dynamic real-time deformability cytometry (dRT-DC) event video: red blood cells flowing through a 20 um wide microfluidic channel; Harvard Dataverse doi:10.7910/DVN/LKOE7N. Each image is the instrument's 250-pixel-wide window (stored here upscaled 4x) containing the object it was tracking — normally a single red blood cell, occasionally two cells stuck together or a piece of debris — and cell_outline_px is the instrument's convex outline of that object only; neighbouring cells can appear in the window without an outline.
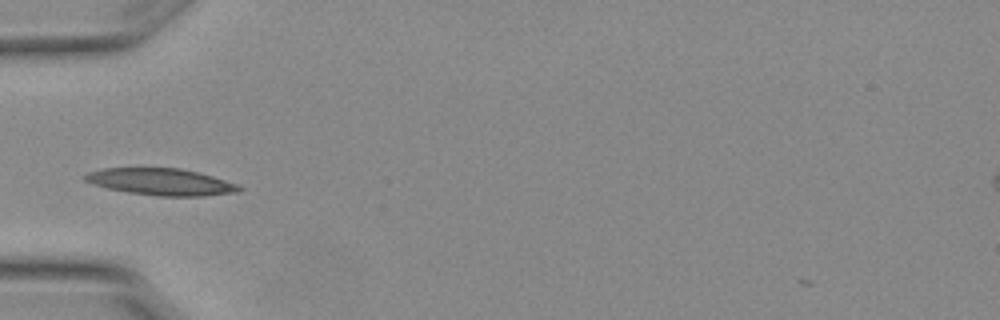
{"species": "Egyptian fruit bat (a non-hibernating species)", "species_latin": "Rousettus aegyptiacus", "temperature_condition": "warm", "stored_images_in_passage": 8, "camera_frame_rate_fps": 3000, "um_per_image_px": 0.085, "animal": {"sex": "female"}, "frame": {"image": 1, "passage_image": 6, "time_ms": 1.667, "image_size_px": [1000, 320], "cell_outline_px": [[244, 188], [240, 192], [204, 196], [156, 196], [128, 192], [108, 188], [92, 184], [84, 180], [80, 176], [88, 172], [104, 168], [180, 168], [212, 176], [236, 184]], "centroid_in_image_um": [13.66, 15.46], "position_along_channel_um": 71.3, "area_um2": 24.1}}
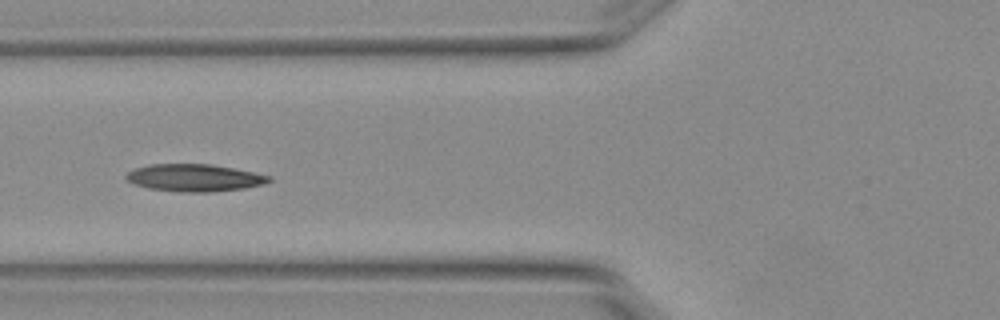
{"frame": {"image": 2, "passage_image": 7, "time_ms": 2.0, "image_size_px": [1000, 320], "cell_outline_px": [[272, 180], [264, 184], [244, 188], [212, 192], [176, 192], [148, 188], [136, 184], [128, 180], [124, 176], [128, 172], [136, 168], [148, 164], [212, 164], [272, 176]], "centroid_in_image_um": [16.53, 15.11], "position_along_channel_um": 109.3, "area_um2": 22.72}}
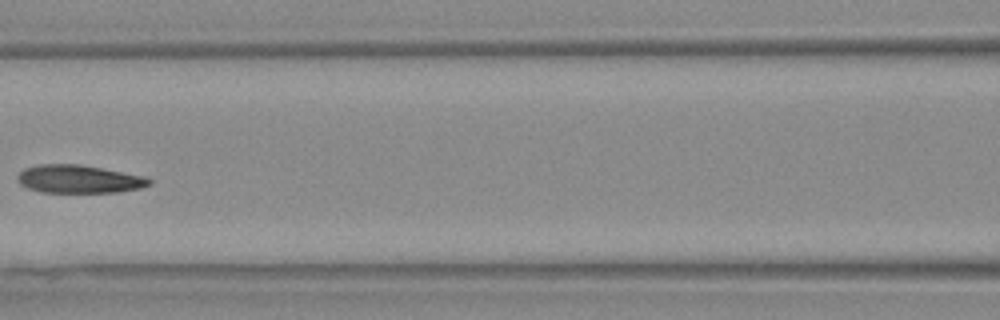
{"frame": {"image": 3, "passage_image": 8, "time_ms": 2.333, "image_size_px": [1000, 320], "cell_outline_px": [[152, 184], [140, 188], [116, 192], [40, 192], [28, 188], [20, 184], [16, 180], [16, 176], [24, 168], [36, 164], [80, 164], [144, 176], [152, 180]], "centroid_in_image_um": [6.67, 15.21], "position_along_channel_um": 159.9, "area_um2": 21.62}}